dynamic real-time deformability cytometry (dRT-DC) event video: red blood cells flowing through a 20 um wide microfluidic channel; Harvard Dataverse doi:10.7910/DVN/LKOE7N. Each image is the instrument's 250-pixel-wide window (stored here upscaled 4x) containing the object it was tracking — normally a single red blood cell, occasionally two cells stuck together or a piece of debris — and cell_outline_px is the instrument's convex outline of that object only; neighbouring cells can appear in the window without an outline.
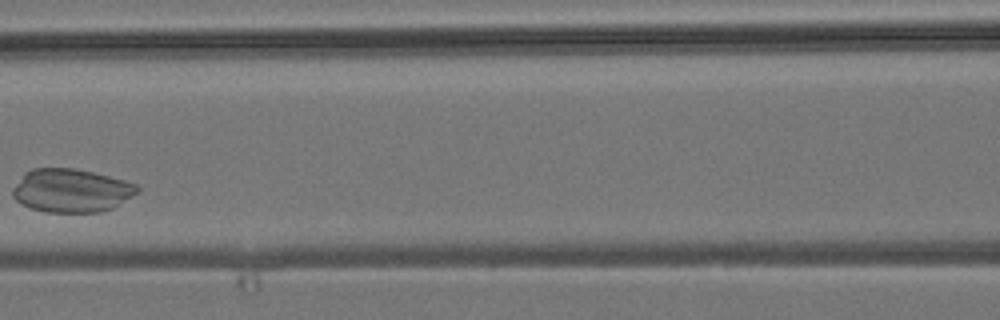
{"species": "common noctule bat (a hibernating species)", "species_latin": "Nyctalus noctula", "temperature_condition": "room temperature", "stored_images_in_passage": 5, "camera_frame_rate_fps": 3000, "um_per_image_px": 0.085, "animal": {"sex": "male", "body_mass_g": 19.2, "forearm_length_mm": 51.8}, "frame": {"image": 1, "passage_image": 5, "time_ms": 5.0, "image_size_px": [1000, 320], "cell_outline_px": [[140, 192], [112, 208], [100, 212], [48, 212], [32, 208], [20, 204], [12, 196], [12, 188], [24, 172], [32, 168], [76, 168], [140, 184]], "centroid_in_image_um": [6.07, 16.19], "position_along_channel_um": 160.5, "area_um2": 31.79}}